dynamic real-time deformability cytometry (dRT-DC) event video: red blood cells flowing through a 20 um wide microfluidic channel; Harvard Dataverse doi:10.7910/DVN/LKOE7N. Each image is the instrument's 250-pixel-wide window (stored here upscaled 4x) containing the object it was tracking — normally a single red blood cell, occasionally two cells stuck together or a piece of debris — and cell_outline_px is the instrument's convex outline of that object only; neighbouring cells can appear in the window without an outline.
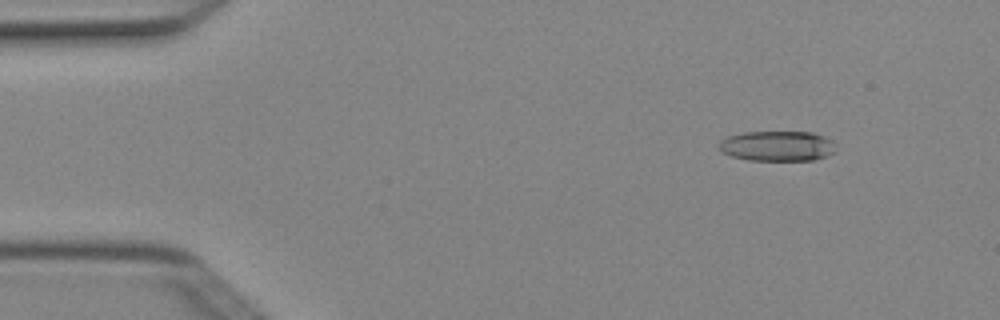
{"species": "Egyptian fruit bat (a non-hibernating species)", "species_latin": "Rousettus aegyptiacus", "temperature_condition": "cold", "stored_images_in_passage": 3, "camera_frame_rate_fps": 3000, "um_per_image_px": 0.085, "animal": {"sex": "female"}, "frame": {"image": 1, "passage_image": 1, "time_ms": 0.0, "image_size_px": [1000, 320], "cell_outline_px": [[836, 152], [828, 156], [812, 160], [748, 160], [732, 156], [724, 152], [720, 148], [720, 140], [728, 136], [744, 132], [812, 132], [824, 136], [832, 140]], "centroid_in_image_um": [66.11, 12.41], "position_along_channel_um": 18.9, "area_um2": 20.52}}
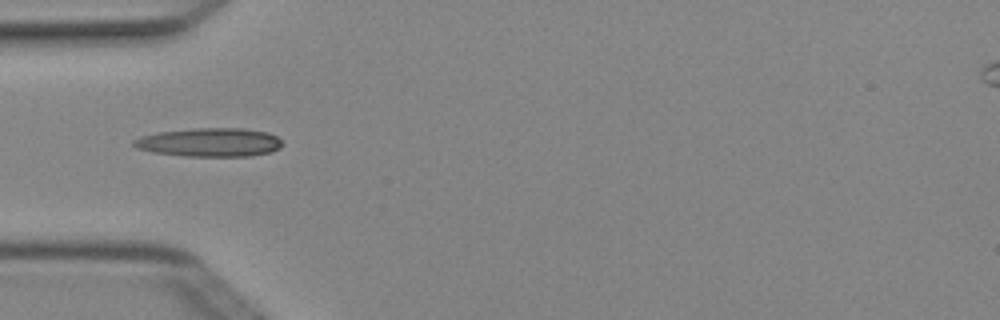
{"frame": {"image": 2, "passage_image": 3, "time_ms": 0.667, "image_size_px": [1000, 320], "cell_outline_px": [[284, 144], [280, 148], [272, 152], [252, 156], [184, 156], [152, 152], [136, 148], [132, 144], [132, 140], [140, 136], [156, 132], [192, 128], [244, 128], [268, 132], [276, 136]], "centroid_in_image_um": [17.81, 12.09], "position_along_channel_um": 67.2, "area_um2": 25.2}}